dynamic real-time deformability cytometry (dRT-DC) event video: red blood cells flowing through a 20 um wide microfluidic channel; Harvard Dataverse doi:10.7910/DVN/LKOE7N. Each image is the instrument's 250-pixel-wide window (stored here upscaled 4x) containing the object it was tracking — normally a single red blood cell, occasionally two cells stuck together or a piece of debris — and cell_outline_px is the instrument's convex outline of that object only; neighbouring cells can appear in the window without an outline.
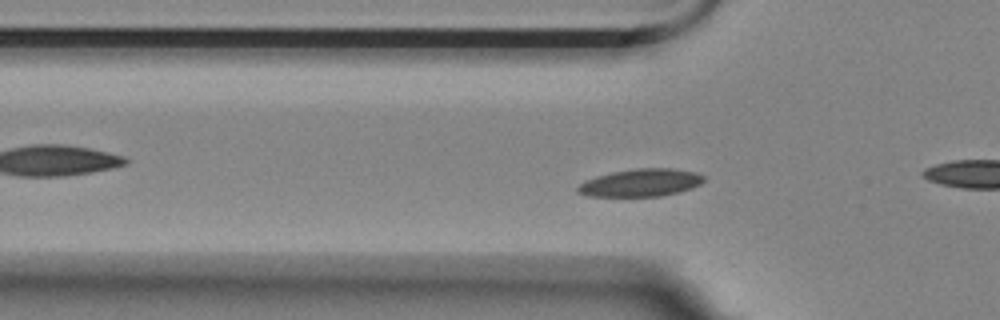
{"species": "Egyptian fruit bat (a non-hibernating species)", "species_latin": "Rousettus aegyptiacus", "temperature_condition": "room temperature", "stored_images_in_passage": 43, "camera_frame_rate_fps": 3000, "um_per_image_px": 0.085, "animal": {"sex": "female"}, "frame": {"image": 1, "passage_image": 7, "time_ms": 2.0, "image_size_px": [1000, 320], "cell_outline_px": [[704, 180], [700, 184], [692, 188], [680, 192], [660, 196], [588, 196], [576, 192], [576, 188], [584, 180], [596, 176], [612, 172], [636, 168], [672, 168], [696, 172], [704, 176]], "centroid_in_image_um": [54.46, 15.53], "position_along_channel_um": 71.3, "area_um2": 20.4}}
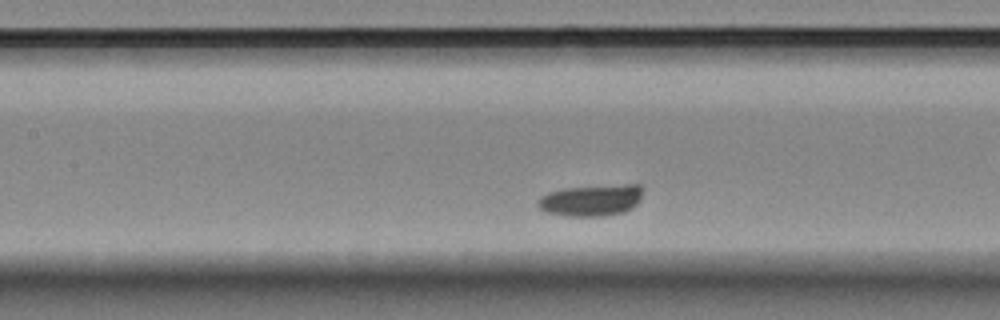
{"frame": {"image": 2, "passage_image": 15, "time_ms": 4.667, "image_size_px": [1000, 320], "cell_outline_px": [[644, 188], [640, 200], [632, 208], [624, 212], [604, 216], [568, 216], [544, 212], [536, 204], [536, 200], [540, 196], [548, 192], [564, 188], [624, 184], [640, 184]], "centroid_in_image_um": [50.25, 17.02], "position_along_channel_um": 157.1, "area_um2": 19.59}}
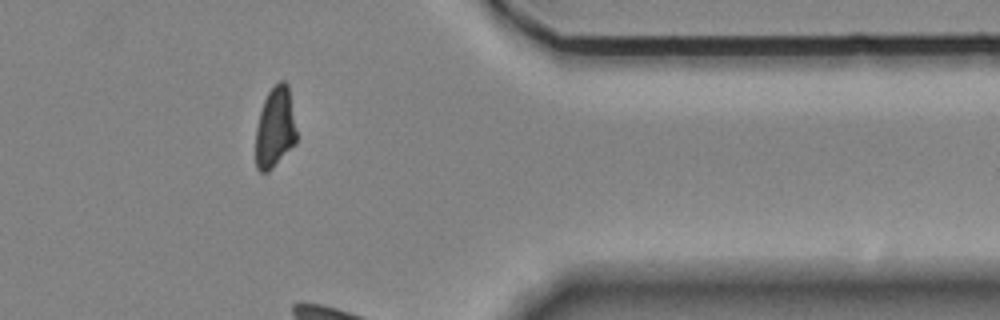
{"frame": {"image": 3, "passage_image": 40, "time_ms": 13.0, "image_size_px": [1000, 320], "cell_outline_px": [[296, 144], [268, 172], [260, 172], [256, 168], [256, 128], [260, 112], [264, 100], [268, 92], [280, 80], [284, 80], [288, 84], [296, 132]], "centroid_in_image_um": [23.38, 10.87], "position_along_channel_um": 388.0, "area_um2": 19.13}}